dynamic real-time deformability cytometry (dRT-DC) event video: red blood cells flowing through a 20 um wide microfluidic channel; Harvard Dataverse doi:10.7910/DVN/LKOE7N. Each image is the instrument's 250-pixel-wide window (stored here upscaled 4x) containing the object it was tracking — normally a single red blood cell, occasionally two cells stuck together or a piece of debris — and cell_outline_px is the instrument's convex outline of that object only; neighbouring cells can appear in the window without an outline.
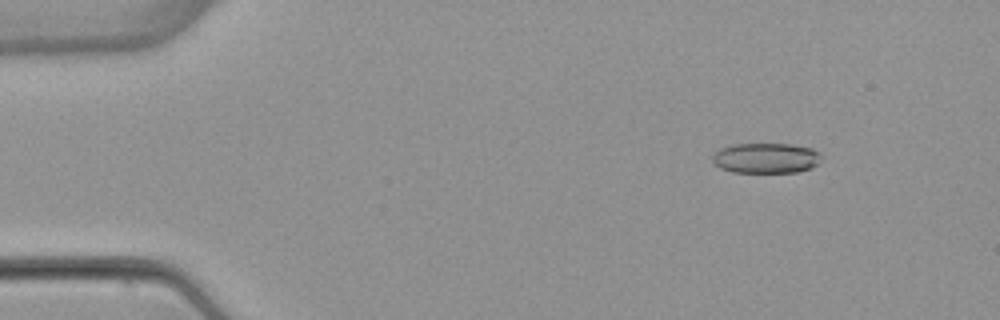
{"species": "common noctule bat (a hibernating species)", "species_latin": "Nyctalus noctula", "temperature_condition": "warm", "stored_images_in_passage": 53, "camera_frame_rate_fps": 3000, "um_per_image_px": 0.085, "animal": {"sex": "female", "body_mass_g": 22.7, "forearm_length_mm": 54.2}, "frame": {"image": 1, "passage_image": 7, "time_ms": 2.0, "image_size_px": [1000, 320], "cell_outline_px": [[820, 156], [816, 164], [812, 168], [796, 172], [732, 172], [720, 168], [712, 160], [712, 156], [720, 148], [732, 144], [792, 144], [812, 148], [820, 152]], "centroid_in_image_um": [65.1, 13.43], "position_along_channel_um": 19.9, "area_um2": 19.19}}
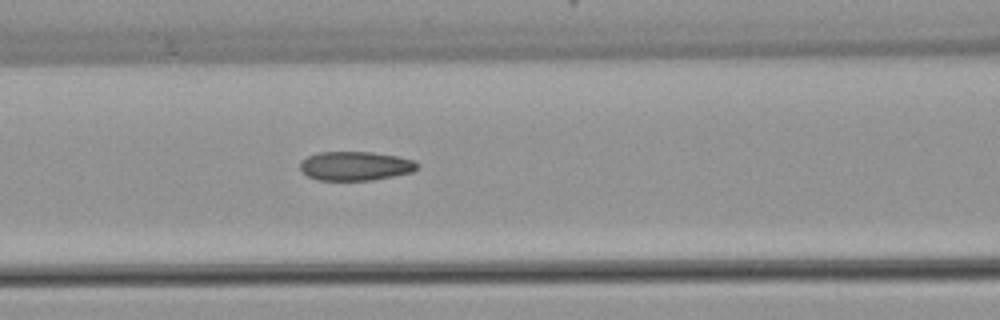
{"frame": {"image": 2, "passage_image": 23, "time_ms": 7.333, "image_size_px": [1000, 320], "cell_outline_px": [[420, 164], [412, 172], [372, 180], [316, 180], [300, 172], [300, 160], [308, 156], [320, 152], [372, 152], [396, 156], [412, 160]], "centroid_in_image_um": [30.15, 14.11], "position_along_channel_um": 136.4, "area_um2": 19.83}}
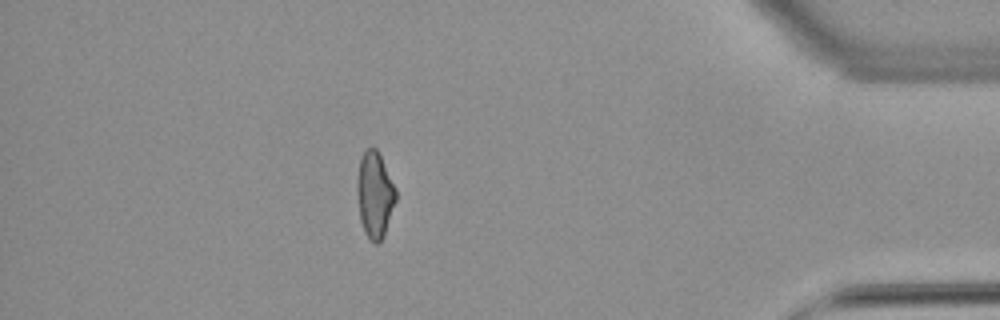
{"frame": {"image": 3, "passage_image": 47, "time_ms": 15.333, "image_size_px": [1000, 320], "cell_outline_px": [[396, 200], [384, 236], [376, 244], [364, 232], [360, 220], [356, 184], [360, 160], [364, 152], [372, 144], [376, 148], [396, 188]], "centroid_in_image_um": [31.85, 16.54], "position_along_channel_um": 403.3, "area_um2": 19.25}, "authors_computed_cell_mechanics": {"area_um2": 19.8254, "velocity_mm_per_s": 3.8893, "shape_relaxation_time_tau1_ms": null, "shape_relaxation_time_tau2_ms": 1.9509, "deformation_change_tau1": null, "deformation_change_tau2": 0.0806}}